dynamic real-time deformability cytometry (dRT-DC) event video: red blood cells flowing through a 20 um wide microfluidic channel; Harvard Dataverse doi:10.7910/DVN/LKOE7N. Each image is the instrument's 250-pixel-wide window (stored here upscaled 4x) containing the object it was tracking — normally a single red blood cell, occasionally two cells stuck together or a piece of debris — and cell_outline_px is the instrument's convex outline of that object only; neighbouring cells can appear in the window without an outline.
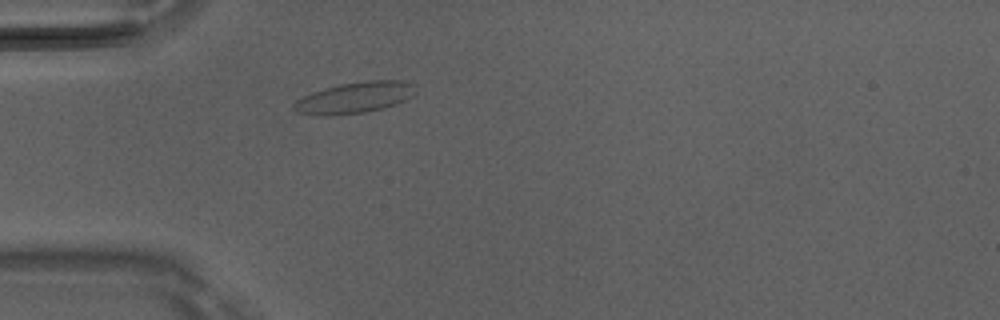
{"species": "Egyptian fruit bat (a non-hibernating species)", "species_latin": "Rousettus aegyptiacus", "temperature_condition": "room temperature", "stored_images_in_passage": 1, "camera_frame_rate_fps": 3000, "um_per_image_px": 0.085, "animal": {"sex": "male"}, "frame": {"image": 1, "passage_image": 1, "time_ms": 0.0, "image_size_px": [1000, 320], "cell_outline_px": [[416, 92], [412, 96], [404, 100], [380, 108], [364, 112], [332, 116], [320, 116], [296, 112], [292, 108], [292, 104], [296, 100], [312, 92], [324, 88], [340, 84], [364, 80], [400, 80], [416, 84]], "centroid_in_image_um": [30.12, 8.29], "position_along_channel_um": 54.9, "area_um2": 22.2}}